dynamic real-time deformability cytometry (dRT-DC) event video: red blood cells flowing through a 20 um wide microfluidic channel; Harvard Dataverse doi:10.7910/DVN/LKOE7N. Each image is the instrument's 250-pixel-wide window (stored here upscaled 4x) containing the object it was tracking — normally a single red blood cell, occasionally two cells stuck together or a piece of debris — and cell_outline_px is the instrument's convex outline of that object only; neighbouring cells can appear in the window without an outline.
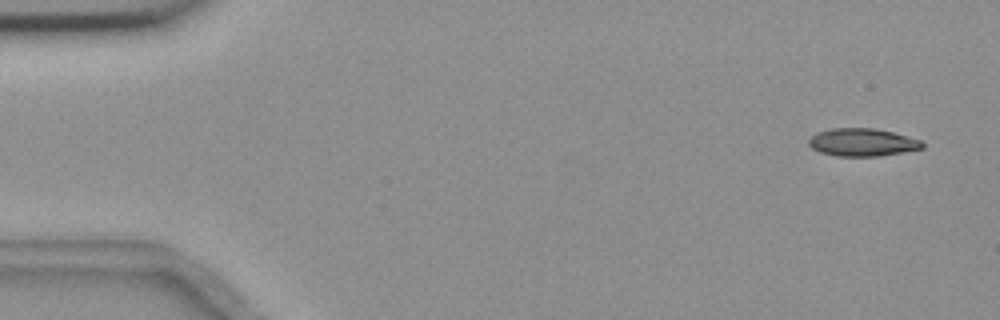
{"species": "common noctule bat (a hibernating species)", "species_latin": "Nyctalus noctula", "temperature_condition": "room temperature", "stored_images_in_passage": 4, "camera_frame_rate_fps": 3000, "um_per_image_px": 0.085, "animal": {"sex": "female", "body_mass_g": 18.4}, "frame": {"image": 1, "passage_image": 1, "time_ms": 0.0, "image_size_px": [1000, 320], "cell_outline_px": [[924, 148], [880, 156], [836, 156], [820, 152], [812, 148], [808, 144], [808, 140], [816, 132], [832, 128], [876, 128], [924, 140]], "centroid_in_image_um": [73.32, 12.09], "position_along_channel_um": 11.7, "area_um2": 18.55}}